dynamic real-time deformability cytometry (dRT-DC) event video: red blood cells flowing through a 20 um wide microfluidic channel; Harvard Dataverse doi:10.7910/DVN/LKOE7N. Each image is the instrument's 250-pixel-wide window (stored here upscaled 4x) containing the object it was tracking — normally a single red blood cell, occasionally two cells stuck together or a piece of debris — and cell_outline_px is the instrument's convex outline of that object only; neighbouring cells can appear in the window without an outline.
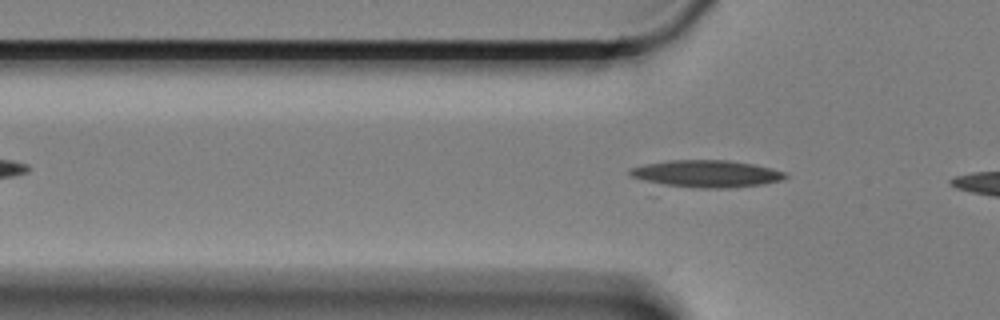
{"species": "Egyptian fruit bat (a non-hibernating species)", "species_latin": "Rousettus aegyptiacus", "temperature_condition": "cold", "stored_images_in_passage": 10, "camera_frame_rate_fps": 3000, "um_per_image_px": 0.085, "animal": {"sex": "female"}, "frame": {"image": 1, "passage_image": 7, "time_ms": 2.0, "image_size_px": [1000, 320], "cell_outline_px": [[788, 176], [784, 180], [764, 184], [732, 188], [652, 196], [648, 196], [628, 172], [632, 168], [644, 164], [672, 160], [728, 160], [752, 164], [772, 168], [784, 172]], "centroid_in_image_um": [59.57, 14.96], "position_along_channel_um": 66.2, "area_um2": 29.02}}